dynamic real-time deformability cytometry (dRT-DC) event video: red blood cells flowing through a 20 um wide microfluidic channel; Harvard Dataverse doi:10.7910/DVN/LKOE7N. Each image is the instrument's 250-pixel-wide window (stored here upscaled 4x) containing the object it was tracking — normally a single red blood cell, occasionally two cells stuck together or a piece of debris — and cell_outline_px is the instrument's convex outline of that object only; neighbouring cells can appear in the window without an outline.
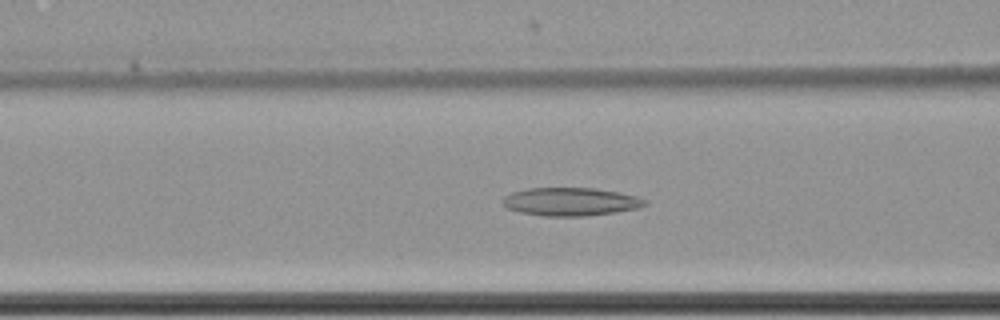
{"species": "common noctule bat (a hibernating species)", "species_latin": "Nyctalus noctula", "temperature_condition": "cold", "stored_images_in_passage": 61, "camera_frame_rate_fps": 3000, "um_per_image_px": 0.085, "animal": {"sex": "female", "body_mass_g": 22.7, "forearm_length_mm": 54.2}, "frame": {"image": 1, "passage_image": 26, "time_ms": 8.333, "image_size_px": [1000, 320], "cell_outline_px": [[648, 204], [640, 208], [616, 212], [588, 216], [544, 216], [520, 212], [508, 208], [504, 204], [504, 196], [512, 192], [528, 188], [592, 188], [616, 192], [636, 196], [648, 200]], "centroid_in_image_um": [48.55, 17.15], "position_along_channel_um": 118.1, "area_um2": 23.29}}
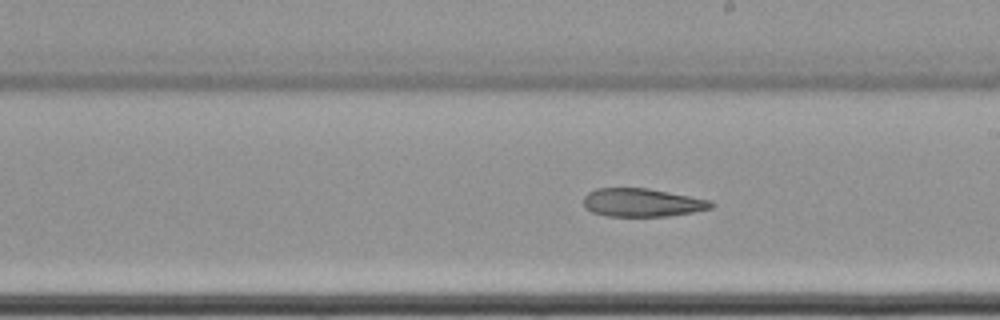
{"frame": {"image": 2, "passage_image": 36, "time_ms": 11.667, "image_size_px": [1000, 320], "cell_outline_px": [[716, 204], [712, 208], [692, 212], [668, 216], [608, 216], [592, 212], [584, 204], [584, 196], [588, 192], [596, 188], [648, 188], [712, 200]], "centroid_in_image_um": [54.62, 17.21], "position_along_channel_um": 234.4, "area_um2": 21.04}}
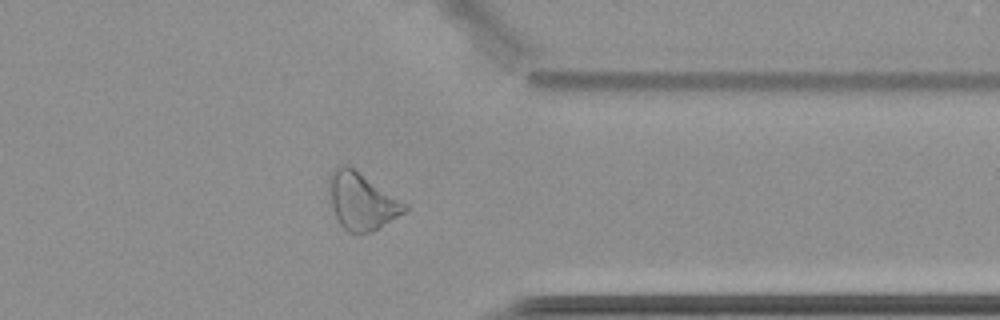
{"frame": {"image": 3, "passage_image": 49, "time_ms": 16.0, "image_size_px": [1000, 320], "cell_outline_px": [[408, 208], [404, 212], [372, 232], [360, 236], [348, 232], [340, 224], [336, 216], [332, 204], [328, 176], [340, 164], [348, 164], [408, 204]], "centroid_in_image_um": [30.75, 17.11], "position_along_channel_um": 380.6, "area_um2": 25.09}}